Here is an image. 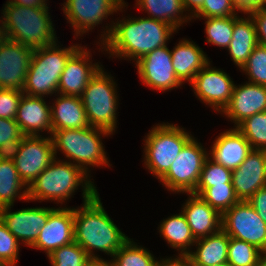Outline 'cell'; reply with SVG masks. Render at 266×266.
Returning <instances> with one entry per match:
<instances>
[{
    "mask_svg": "<svg viewBox=\"0 0 266 266\" xmlns=\"http://www.w3.org/2000/svg\"><path fill=\"white\" fill-rule=\"evenodd\" d=\"M125 19L117 20L110 27L105 26L106 31L101 34V49L110 53V57L138 61L156 48L167 46L171 35L177 31L168 23L153 18Z\"/></svg>",
    "mask_w": 266,
    "mask_h": 266,
    "instance_id": "1",
    "label": "cell"
},
{
    "mask_svg": "<svg viewBox=\"0 0 266 266\" xmlns=\"http://www.w3.org/2000/svg\"><path fill=\"white\" fill-rule=\"evenodd\" d=\"M73 218L74 241L90 258H98L96 249L112 257L130 239L108 216L98 192L81 208H73Z\"/></svg>",
    "mask_w": 266,
    "mask_h": 266,
    "instance_id": "2",
    "label": "cell"
},
{
    "mask_svg": "<svg viewBox=\"0 0 266 266\" xmlns=\"http://www.w3.org/2000/svg\"><path fill=\"white\" fill-rule=\"evenodd\" d=\"M81 167L67 160H54L45 168L37 178L28 186V201L54 200L58 203L65 202L72 197L78 186L83 189V201L87 202L96 193L97 189Z\"/></svg>",
    "mask_w": 266,
    "mask_h": 266,
    "instance_id": "3",
    "label": "cell"
},
{
    "mask_svg": "<svg viewBox=\"0 0 266 266\" xmlns=\"http://www.w3.org/2000/svg\"><path fill=\"white\" fill-rule=\"evenodd\" d=\"M4 6L0 20L2 37L32 49L56 42L49 7H24L8 2Z\"/></svg>",
    "mask_w": 266,
    "mask_h": 266,
    "instance_id": "4",
    "label": "cell"
},
{
    "mask_svg": "<svg viewBox=\"0 0 266 266\" xmlns=\"http://www.w3.org/2000/svg\"><path fill=\"white\" fill-rule=\"evenodd\" d=\"M59 47L56 41L50 46L34 49L23 94L41 97L58 94L59 80L66 63L81 46L73 44L68 48Z\"/></svg>",
    "mask_w": 266,
    "mask_h": 266,
    "instance_id": "5",
    "label": "cell"
},
{
    "mask_svg": "<svg viewBox=\"0 0 266 266\" xmlns=\"http://www.w3.org/2000/svg\"><path fill=\"white\" fill-rule=\"evenodd\" d=\"M110 134L112 133L107 130L92 126L82 129L55 130L51 135L55 156H57V150H61L70 163L81 167L86 173L89 172L88 165L89 167L103 165L109 167L101 137H107Z\"/></svg>",
    "mask_w": 266,
    "mask_h": 266,
    "instance_id": "6",
    "label": "cell"
},
{
    "mask_svg": "<svg viewBox=\"0 0 266 266\" xmlns=\"http://www.w3.org/2000/svg\"><path fill=\"white\" fill-rule=\"evenodd\" d=\"M192 138L193 136L179 125L167 122L154 126L144 139V165L160 180Z\"/></svg>",
    "mask_w": 266,
    "mask_h": 266,
    "instance_id": "7",
    "label": "cell"
},
{
    "mask_svg": "<svg viewBox=\"0 0 266 266\" xmlns=\"http://www.w3.org/2000/svg\"><path fill=\"white\" fill-rule=\"evenodd\" d=\"M115 84L113 77L101 67L80 96L90 126L112 134L117 127L118 96Z\"/></svg>",
    "mask_w": 266,
    "mask_h": 266,
    "instance_id": "8",
    "label": "cell"
},
{
    "mask_svg": "<svg viewBox=\"0 0 266 266\" xmlns=\"http://www.w3.org/2000/svg\"><path fill=\"white\" fill-rule=\"evenodd\" d=\"M209 154L193 137L171 164L169 171L160 179L168 191L192 193L198 184L200 173Z\"/></svg>",
    "mask_w": 266,
    "mask_h": 266,
    "instance_id": "9",
    "label": "cell"
},
{
    "mask_svg": "<svg viewBox=\"0 0 266 266\" xmlns=\"http://www.w3.org/2000/svg\"><path fill=\"white\" fill-rule=\"evenodd\" d=\"M221 229L266 253V223L248 201L239 200L222 214Z\"/></svg>",
    "mask_w": 266,
    "mask_h": 266,
    "instance_id": "10",
    "label": "cell"
},
{
    "mask_svg": "<svg viewBox=\"0 0 266 266\" xmlns=\"http://www.w3.org/2000/svg\"><path fill=\"white\" fill-rule=\"evenodd\" d=\"M56 158L52 137L24 136L13 160L20 179L28 187Z\"/></svg>",
    "mask_w": 266,
    "mask_h": 266,
    "instance_id": "11",
    "label": "cell"
},
{
    "mask_svg": "<svg viewBox=\"0 0 266 266\" xmlns=\"http://www.w3.org/2000/svg\"><path fill=\"white\" fill-rule=\"evenodd\" d=\"M125 5L124 0H67L63 3V12L78 37L94 29L113 12L122 11Z\"/></svg>",
    "mask_w": 266,
    "mask_h": 266,
    "instance_id": "12",
    "label": "cell"
},
{
    "mask_svg": "<svg viewBox=\"0 0 266 266\" xmlns=\"http://www.w3.org/2000/svg\"><path fill=\"white\" fill-rule=\"evenodd\" d=\"M221 69L210 66V61L196 74L191 84L198 99L221 113L228 105L234 90V81Z\"/></svg>",
    "mask_w": 266,
    "mask_h": 266,
    "instance_id": "13",
    "label": "cell"
},
{
    "mask_svg": "<svg viewBox=\"0 0 266 266\" xmlns=\"http://www.w3.org/2000/svg\"><path fill=\"white\" fill-rule=\"evenodd\" d=\"M34 49L0 39V89L22 91Z\"/></svg>",
    "mask_w": 266,
    "mask_h": 266,
    "instance_id": "14",
    "label": "cell"
},
{
    "mask_svg": "<svg viewBox=\"0 0 266 266\" xmlns=\"http://www.w3.org/2000/svg\"><path fill=\"white\" fill-rule=\"evenodd\" d=\"M135 64L142 83L151 89L168 91L182 85L175 74L171 51L167 46L147 53Z\"/></svg>",
    "mask_w": 266,
    "mask_h": 266,
    "instance_id": "15",
    "label": "cell"
},
{
    "mask_svg": "<svg viewBox=\"0 0 266 266\" xmlns=\"http://www.w3.org/2000/svg\"><path fill=\"white\" fill-rule=\"evenodd\" d=\"M54 209L36 207L11 212V206H6L0 208V219L19 242L31 247Z\"/></svg>",
    "mask_w": 266,
    "mask_h": 266,
    "instance_id": "16",
    "label": "cell"
},
{
    "mask_svg": "<svg viewBox=\"0 0 266 266\" xmlns=\"http://www.w3.org/2000/svg\"><path fill=\"white\" fill-rule=\"evenodd\" d=\"M74 234L73 208H55L31 247L45 251L48 257L57 248L74 242Z\"/></svg>",
    "mask_w": 266,
    "mask_h": 266,
    "instance_id": "17",
    "label": "cell"
},
{
    "mask_svg": "<svg viewBox=\"0 0 266 266\" xmlns=\"http://www.w3.org/2000/svg\"><path fill=\"white\" fill-rule=\"evenodd\" d=\"M232 184L236 197L245 201L266 187V150L252 149L240 166L232 170Z\"/></svg>",
    "mask_w": 266,
    "mask_h": 266,
    "instance_id": "18",
    "label": "cell"
},
{
    "mask_svg": "<svg viewBox=\"0 0 266 266\" xmlns=\"http://www.w3.org/2000/svg\"><path fill=\"white\" fill-rule=\"evenodd\" d=\"M91 53L82 46L68 59L58 84V94L78 96L83 94L90 79L101 68L90 61ZM90 62V63H88Z\"/></svg>",
    "mask_w": 266,
    "mask_h": 266,
    "instance_id": "19",
    "label": "cell"
},
{
    "mask_svg": "<svg viewBox=\"0 0 266 266\" xmlns=\"http://www.w3.org/2000/svg\"><path fill=\"white\" fill-rule=\"evenodd\" d=\"M262 112H266V86L246 82L234 86L231 99L221 113L236 127L244 119Z\"/></svg>",
    "mask_w": 266,
    "mask_h": 266,
    "instance_id": "20",
    "label": "cell"
},
{
    "mask_svg": "<svg viewBox=\"0 0 266 266\" xmlns=\"http://www.w3.org/2000/svg\"><path fill=\"white\" fill-rule=\"evenodd\" d=\"M44 100L41 96L22 95L15 121L24 136H40L44 130L52 135L51 107Z\"/></svg>",
    "mask_w": 266,
    "mask_h": 266,
    "instance_id": "21",
    "label": "cell"
},
{
    "mask_svg": "<svg viewBox=\"0 0 266 266\" xmlns=\"http://www.w3.org/2000/svg\"><path fill=\"white\" fill-rule=\"evenodd\" d=\"M190 196L182 207L191 233L195 239L209 236L221 229L222 215L200 196L188 193Z\"/></svg>",
    "mask_w": 266,
    "mask_h": 266,
    "instance_id": "22",
    "label": "cell"
},
{
    "mask_svg": "<svg viewBox=\"0 0 266 266\" xmlns=\"http://www.w3.org/2000/svg\"><path fill=\"white\" fill-rule=\"evenodd\" d=\"M251 151L250 143L235 127L217 136L209 155L216 163L233 170L240 166Z\"/></svg>",
    "mask_w": 266,
    "mask_h": 266,
    "instance_id": "23",
    "label": "cell"
},
{
    "mask_svg": "<svg viewBox=\"0 0 266 266\" xmlns=\"http://www.w3.org/2000/svg\"><path fill=\"white\" fill-rule=\"evenodd\" d=\"M51 105L52 133L60 129H82L90 126L82 100L78 96L59 94Z\"/></svg>",
    "mask_w": 266,
    "mask_h": 266,
    "instance_id": "24",
    "label": "cell"
},
{
    "mask_svg": "<svg viewBox=\"0 0 266 266\" xmlns=\"http://www.w3.org/2000/svg\"><path fill=\"white\" fill-rule=\"evenodd\" d=\"M172 64L178 80L191 83L196 74L209 62L202 48L183 39L171 50Z\"/></svg>",
    "mask_w": 266,
    "mask_h": 266,
    "instance_id": "25",
    "label": "cell"
},
{
    "mask_svg": "<svg viewBox=\"0 0 266 266\" xmlns=\"http://www.w3.org/2000/svg\"><path fill=\"white\" fill-rule=\"evenodd\" d=\"M229 240L230 237L222 229L196 239V251H190L186 255L190 266H214L227 263Z\"/></svg>",
    "mask_w": 266,
    "mask_h": 266,
    "instance_id": "26",
    "label": "cell"
},
{
    "mask_svg": "<svg viewBox=\"0 0 266 266\" xmlns=\"http://www.w3.org/2000/svg\"><path fill=\"white\" fill-rule=\"evenodd\" d=\"M235 15L232 40L227 48L233 62L241 69L254 48L258 45L257 33L252 17Z\"/></svg>",
    "mask_w": 266,
    "mask_h": 266,
    "instance_id": "27",
    "label": "cell"
},
{
    "mask_svg": "<svg viewBox=\"0 0 266 266\" xmlns=\"http://www.w3.org/2000/svg\"><path fill=\"white\" fill-rule=\"evenodd\" d=\"M158 228L167 243L180 251L179 256H186L191 251L190 247L195 245L196 239L182 211L164 219Z\"/></svg>",
    "mask_w": 266,
    "mask_h": 266,
    "instance_id": "28",
    "label": "cell"
},
{
    "mask_svg": "<svg viewBox=\"0 0 266 266\" xmlns=\"http://www.w3.org/2000/svg\"><path fill=\"white\" fill-rule=\"evenodd\" d=\"M136 2L139 9L148 11V18L164 21L176 30L184 22L191 21L190 15H183L185 10L181 0H136Z\"/></svg>",
    "mask_w": 266,
    "mask_h": 266,
    "instance_id": "29",
    "label": "cell"
},
{
    "mask_svg": "<svg viewBox=\"0 0 266 266\" xmlns=\"http://www.w3.org/2000/svg\"><path fill=\"white\" fill-rule=\"evenodd\" d=\"M25 186L26 184L20 179L14 162L0 160V208L13 206L17 196L19 199L28 201V187Z\"/></svg>",
    "mask_w": 266,
    "mask_h": 266,
    "instance_id": "30",
    "label": "cell"
},
{
    "mask_svg": "<svg viewBox=\"0 0 266 266\" xmlns=\"http://www.w3.org/2000/svg\"><path fill=\"white\" fill-rule=\"evenodd\" d=\"M192 193L200 196L221 215L239 201L232 183L215 185L209 188H196Z\"/></svg>",
    "mask_w": 266,
    "mask_h": 266,
    "instance_id": "31",
    "label": "cell"
},
{
    "mask_svg": "<svg viewBox=\"0 0 266 266\" xmlns=\"http://www.w3.org/2000/svg\"><path fill=\"white\" fill-rule=\"evenodd\" d=\"M114 266H155L158 262L149 250L129 239L113 256Z\"/></svg>",
    "mask_w": 266,
    "mask_h": 266,
    "instance_id": "32",
    "label": "cell"
},
{
    "mask_svg": "<svg viewBox=\"0 0 266 266\" xmlns=\"http://www.w3.org/2000/svg\"><path fill=\"white\" fill-rule=\"evenodd\" d=\"M204 19L207 20L205 21L206 42L227 49L233 36L235 16Z\"/></svg>",
    "mask_w": 266,
    "mask_h": 266,
    "instance_id": "33",
    "label": "cell"
},
{
    "mask_svg": "<svg viewBox=\"0 0 266 266\" xmlns=\"http://www.w3.org/2000/svg\"><path fill=\"white\" fill-rule=\"evenodd\" d=\"M236 128L250 143L252 149L266 150V112L244 119Z\"/></svg>",
    "mask_w": 266,
    "mask_h": 266,
    "instance_id": "34",
    "label": "cell"
},
{
    "mask_svg": "<svg viewBox=\"0 0 266 266\" xmlns=\"http://www.w3.org/2000/svg\"><path fill=\"white\" fill-rule=\"evenodd\" d=\"M263 254L256 246L230 237L227 263L231 266H257Z\"/></svg>",
    "mask_w": 266,
    "mask_h": 266,
    "instance_id": "35",
    "label": "cell"
},
{
    "mask_svg": "<svg viewBox=\"0 0 266 266\" xmlns=\"http://www.w3.org/2000/svg\"><path fill=\"white\" fill-rule=\"evenodd\" d=\"M48 258L52 266H85L90 259L87 252L75 241L57 248Z\"/></svg>",
    "mask_w": 266,
    "mask_h": 266,
    "instance_id": "36",
    "label": "cell"
},
{
    "mask_svg": "<svg viewBox=\"0 0 266 266\" xmlns=\"http://www.w3.org/2000/svg\"><path fill=\"white\" fill-rule=\"evenodd\" d=\"M225 183H232V170L208 157L204 162L196 188H209L225 185Z\"/></svg>",
    "mask_w": 266,
    "mask_h": 266,
    "instance_id": "37",
    "label": "cell"
},
{
    "mask_svg": "<svg viewBox=\"0 0 266 266\" xmlns=\"http://www.w3.org/2000/svg\"><path fill=\"white\" fill-rule=\"evenodd\" d=\"M241 70L248 75L249 83L266 86V46L258 44Z\"/></svg>",
    "mask_w": 266,
    "mask_h": 266,
    "instance_id": "38",
    "label": "cell"
},
{
    "mask_svg": "<svg viewBox=\"0 0 266 266\" xmlns=\"http://www.w3.org/2000/svg\"><path fill=\"white\" fill-rule=\"evenodd\" d=\"M20 243L0 219V264L15 266L18 262Z\"/></svg>",
    "mask_w": 266,
    "mask_h": 266,
    "instance_id": "39",
    "label": "cell"
},
{
    "mask_svg": "<svg viewBox=\"0 0 266 266\" xmlns=\"http://www.w3.org/2000/svg\"><path fill=\"white\" fill-rule=\"evenodd\" d=\"M232 0H204L202 7L191 17L193 18H211V17H229L237 15Z\"/></svg>",
    "mask_w": 266,
    "mask_h": 266,
    "instance_id": "40",
    "label": "cell"
},
{
    "mask_svg": "<svg viewBox=\"0 0 266 266\" xmlns=\"http://www.w3.org/2000/svg\"><path fill=\"white\" fill-rule=\"evenodd\" d=\"M23 91L0 89V118L15 119Z\"/></svg>",
    "mask_w": 266,
    "mask_h": 266,
    "instance_id": "41",
    "label": "cell"
},
{
    "mask_svg": "<svg viewBox=\"0 0 266 266\" xmlns=\"http://www.w3.org/2000/svg\"><path fill=\"white\" fill-rule=\"evenodd\" d=\"M24 135L15 119L0 118V146L6 141L23 139Z\"/></svg>",
    "mask_w": 266,
    "mask_h": 266,
    "instance_id": "42",
    "label": "cell"
},
{
    "mask_svg": "<svg viewBox=\"0 0 266 266\" xmlns=\"http://www.w3.org/2000/svg\"><path fill=\"white\" fill-rule=\"evenodd\" d=\"M248 14L254 21L258 44L266 46V7L251 11Z\"/></svg>",
    "mask_w": 266,
    "mask_h": 266,
    "instance_id": "43",
    "label": "cell"
},
{
    "mask_svg": "<svg viewBox=\"0 0 266 266\" xmlns=\"http://www.w3.org/2000/svg\"><path fill=\"white\" fill-rule=\"evenodd\" d=\"M247 201L266 223V187L257 190Z\"/></svg>",
    "mask_w": 266,
    "mask_h": 266,
    "instance_id": "44",
    "label": "cell"
},
{
    "mask_svg": "<svg viewBox=\"0 0 266 266\" xmlns=\"http://www.w3.org/2000/svg\"><path fill=\"white\" fill-rule=\"evenodd\" d=\"M22 145V139L6 141L0 146V160H11L13 161L19 153Z\"/></svg>",
    "mask_w": 266,
    "mask_h": 266,
    "instance_id": "45",
    "label": "cell"
},
{
    "mask_svg": "<svg viewBox=\"0 0 266 266\" xmlns=\"http://www.w3.org/2000/svg\"><path fill=\"white\" fill-rule=\"evenodd\" d=\"M232 2L234 3L236 9L244 14L266 7V0H232Z\"/></svg>",
    "mask_w": 266,
    "mask_h": 266,
    "instance_id": "46",
    "label": "cell"
},
{
    "mask_svg": "<svg viewBox=\"0 0 266 266\" xmlns=\"http://www.w3.org/2000/svg\"><path fill=\"white\" fill-rule=\"evenodd\" d=\"M155 266H190V264L186 256H177L173 259L170 257L159 260Z\"/></svg>",
    "mask_w": 266,
    "mask_h": 266,
    "instance_id": "47",
    "label": "cell"
},
{
    "mask_svg": "<svg viewBox=\"0 0 266 266\" xmlns=\"http://www.w3.org/2000/svg\"><path fill=\"white\" fill-rule=\"evenodd\" d=\"M47 1L48 0H8V3L24 7H48Z\"/></svg>",
    "mask_w": 266,
    "mask_h": 266,
    "instance_id": "48",
    "label": "cell"
},
{
    "mask_svg": "<svg viewBox=\"0 0 266 266\" xmlns=\"http://www.w3.org/2000/svg\"><path fill=\"white\" fill-rule=\"evenodd\" d=\"M185 11L190 12L192 17L203 5L204 0H181Z\"/></svg>",
    "mask_w": 266,
    "mask_h": 266,
    "instance_id": "49",
    "label": "cell"
},
{
    "mask_svg": "<svg viewBox=\"0 0 266 266\" xmlns=\"http://www.w3.org/2000/svg\"><path fill=\"white\" fill-rule=\"evenodd\" d=\"M85 266H114V265L111 260L108 262V260L105 261L103 258L98 257V258H90L86 262Z\"/></svg>",
    "mask_w": 266,
    "mask_h": 266,
    "instance_id": "50",
    "label": "cell"
},
{
    "mask_svg": "<svg viewBox=\"0 0 266 266\" xmlns=\"http://www.w3.org/2000/svg\"><path fill=\"white\" fill-rule=\"evenodd\" d=\"M257 266H266V253L260 257Z\"/></svg>",
    "mask_w": 266,
    "mask_h": 266,
    "instance_id": "51",
    "label": "cell"
},
{
    "mask_svg": "<svg viewBox=\"0 0 266 266\" xmlns=\"http://www.w3.org/2000/svg\"><path fill=\"white\" fill-rule=\"evenodd\" d=\"M214 266H231V265L228 263H222V264H218V265H214Z\"/></svg>",
    "mask_w": 266,
    "mask_h": 266,
    "instance_id": "52",
    "label": "cell"
}]
</instances>
